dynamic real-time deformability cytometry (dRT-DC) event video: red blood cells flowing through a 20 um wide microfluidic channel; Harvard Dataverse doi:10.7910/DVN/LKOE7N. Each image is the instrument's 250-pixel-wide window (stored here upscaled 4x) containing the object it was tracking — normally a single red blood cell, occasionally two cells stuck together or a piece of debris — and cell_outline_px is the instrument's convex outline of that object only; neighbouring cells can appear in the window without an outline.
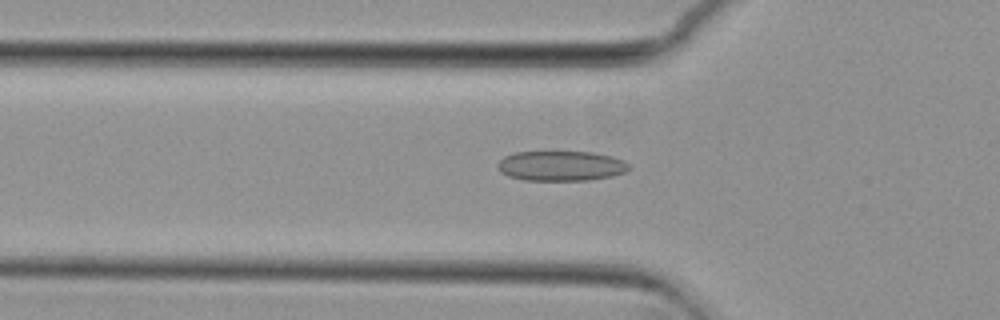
{"species": "common noctule bat (a hibernating species)", "species_latin": "Nyctalus noctula", "temperature_condition": "cold", "stored_images_in_passage": 54, "camera_frame_rate_fps": 3000, "um_per_image_px": 0.085, "animal": {"sex": "female", "body_mass_g": 29.2, "forearm_length_mm": 56.3}, "frame": {"image": 1, "passage_image": 18, "time_ms": 5.667, "image_size_px": [1000, 320], "cell_outline_px": [[628, 168], [624, 172], [612, 176], [588, 180], [524, 180], [508, 176], [500, 172], [496, 164], [504, 156], [516, 152], [552, 148], [592, 152], [612, 156], [624, 160], [628, 164]], "centroid_in_image_um": [47.63, 14.04], "position_along_channel_um": 78.2, "area_um2": 23.99}}
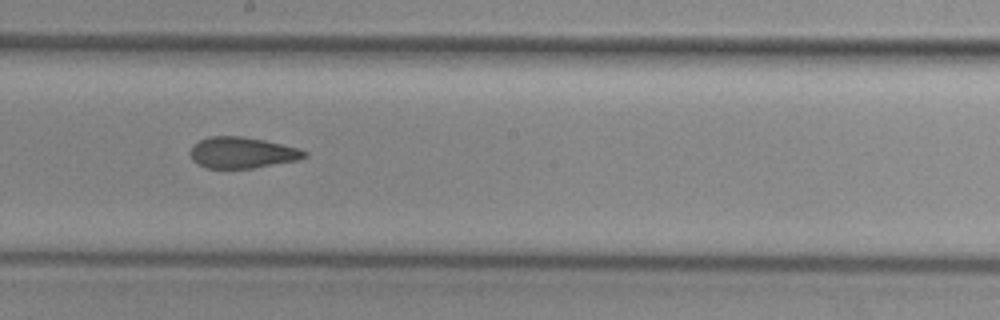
{"frame": {"image": 2, "passage_image": 30, "time_ms": 9.667, "image_size_px": [1000, 320], "cell_outline_px": [[308, 156], [296, 160], [252, 168], [204, 168], [196, 164], [192, 160], [188, 152], [192, 144], [208, 136], [244, 136], [264, 140], [300, 148], [308, 152]], "centroid_in_image_um": [20.53, 12.97], "position_along_channel_um": 227.7, "area_um2": 20.98}}
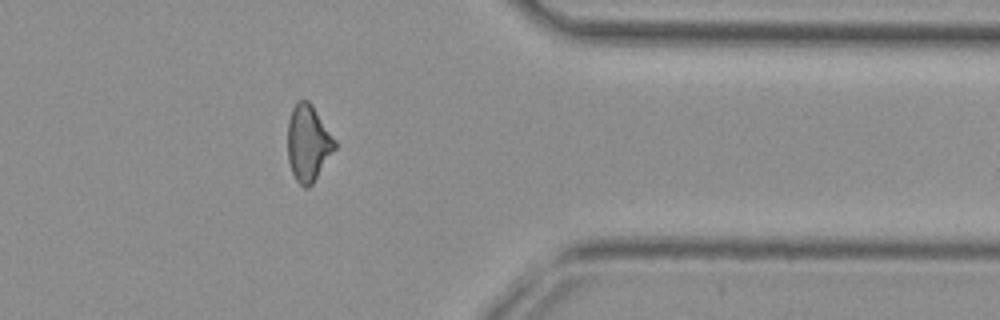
{"frame": {"image": 3, "passage_image": 44, "time_ms": 14.333, "image_size_px": [1000, 320], "cell_outline_px": [[336, 148], [312, 184], [308, 188], [304, 188], [296, 180], [292, 172], [288, 160], [288, 120], [292, 108], [300, 100], [308, 100], [312, 104], [336, 140]], "centroid_in_image_um": [26.2, 12.16], "position_along_channel_um": 385.2, "area_um2": 20.92}}